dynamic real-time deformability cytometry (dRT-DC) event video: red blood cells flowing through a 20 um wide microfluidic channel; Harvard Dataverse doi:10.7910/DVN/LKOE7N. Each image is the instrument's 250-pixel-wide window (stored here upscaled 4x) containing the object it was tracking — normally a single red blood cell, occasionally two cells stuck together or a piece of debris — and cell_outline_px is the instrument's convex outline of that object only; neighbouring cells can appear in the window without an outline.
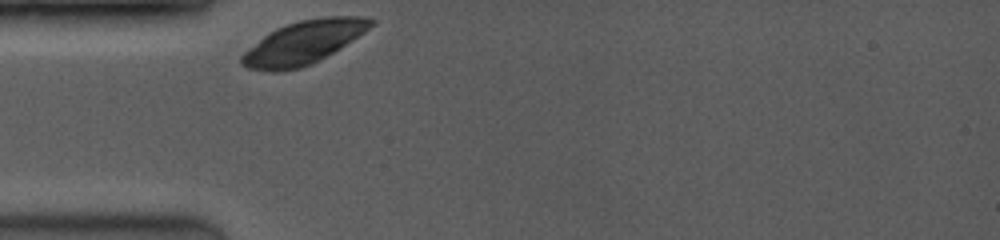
{"species": "common noctule bat (a hibernating species)", "species_latin": "Nyctalus noctula", "temperature_condition": "room temperature", "stored_images_in_passage": 3, "camera_frame_rate_fps": 3500, "um_per_image_px": 0.085, "animal": {"sex": "female", "body_mass_g": 19.0, "forearm_length_mm": 53.3}, "frame": {"image": 1, "passage_image": 1, "time_ms": 0.0, "image_size_px": [1000, 240], "cell_outline_px": [[376, 24], [340, 48], [312, 64], [300, 68], [272, 72], [248, 68], [240, 64], [240, 56], [248, 48], [268, 32], [276, 28], [300, 20], [324, 16], [364, 16], [376, 20]], "centroid_in_image_um": [25.8, 3.6], "position_along_channel_um": 59.2, "area_um2": 32.54}}
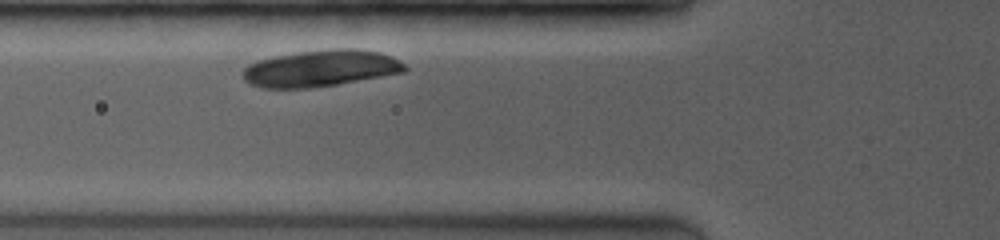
{"frame": {"image": 2, "passage_image": 3, "time_ms": 1.143, "image_size_px": [1000, 240], "cell_outline_px": [[408, 68], [404, 72], [336, 84], [308, 88], [264, 88], [248, 84], [244, 80], [240, 72], [248, 64], [256, 60], [272, 56], [328, 48], [356, 48], [380, 52], [392, 56], [404, 64]], "centroid_in_image_um": [27.2, 5.8], "position_along_channel_um": 98.6, "area_um2": 34.8}}